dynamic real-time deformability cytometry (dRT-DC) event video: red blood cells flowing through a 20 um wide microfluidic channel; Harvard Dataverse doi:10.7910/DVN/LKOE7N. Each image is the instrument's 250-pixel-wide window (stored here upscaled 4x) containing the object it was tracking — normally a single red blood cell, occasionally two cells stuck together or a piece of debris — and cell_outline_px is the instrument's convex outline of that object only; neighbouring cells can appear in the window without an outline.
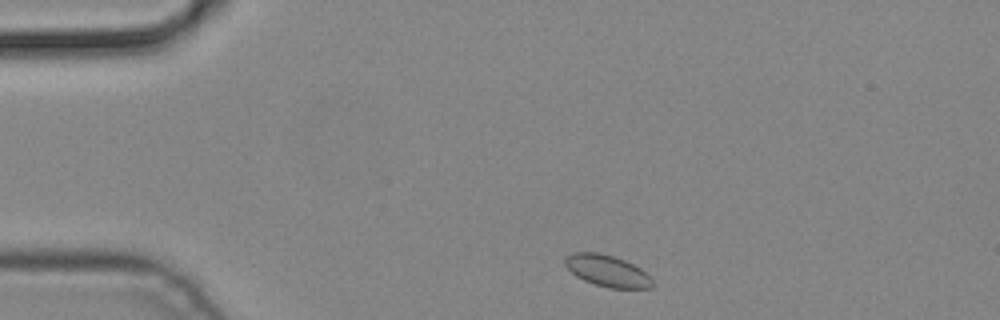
{"species": "common noctule bat (a hibernating species)", "species_latin": "Nyctalus noctula", "temperature_condition": "cold", "stored_images_in_passage": 2, "camera_frame_rate_fps": 3000, "um_per_image_px": 0.085, "animal": {"sex": "male", "body_mass_g": 19.2, "forearm_length_mm": 51.8}, "frame": {"image": 1, "passage_image": 1, "time_ms": 0.0, "image_size_px": [1000, 320], "cell_outline_px": [[652, 288], [608, 288], [584, 280], [576, 276], [564, 264], [564, 260], [572, 252], [600, 252], [624, 260], [640, 268], [652, 280]], "centroid_in_image_um": [51.59, 23.01], "position_along_channel_um": 33.4, "area_um2": 15.84}}